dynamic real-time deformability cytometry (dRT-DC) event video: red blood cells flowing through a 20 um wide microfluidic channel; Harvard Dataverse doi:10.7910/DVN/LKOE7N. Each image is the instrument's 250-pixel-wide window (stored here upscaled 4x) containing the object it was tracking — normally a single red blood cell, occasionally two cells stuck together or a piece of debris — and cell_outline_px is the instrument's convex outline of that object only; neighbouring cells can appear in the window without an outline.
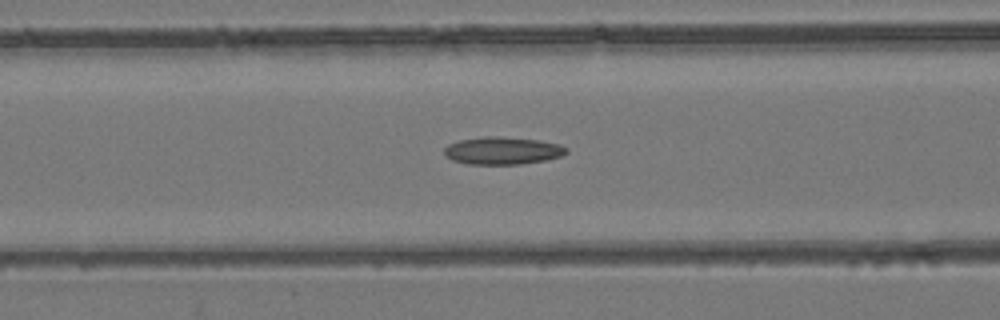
{"species": "common noctule bat (a hibernating species)", "species_latin": "Nyctalus noctula", "temperature_condition": "room temperature", "stored_images_in_passage": 54, "camera_frame_rate_fps": 3000, "um_per_image_px": 0.085, "animal": {"sex": "female", "body_mass_g": 24.6, "forearm_length_mm": 56.2}, "frame": {"image": 1, "passage_image": 23, "time_ms": 7.333, "image_size_px": [1000, 320], "cell_outline_px": [[568, 152], [560, 156], [544, 160], [520, 164], [468, 164], [452, 160], [444, 156], [444, 148], [448, 144], [460, 140], [484, 136], [492, 136], [540, 140], [560, 144], [568, 148]], "centroid_in_image_um": [42.7, 12.8], "position_along_channel_um": 123.9, "area_um2": 19.59}}
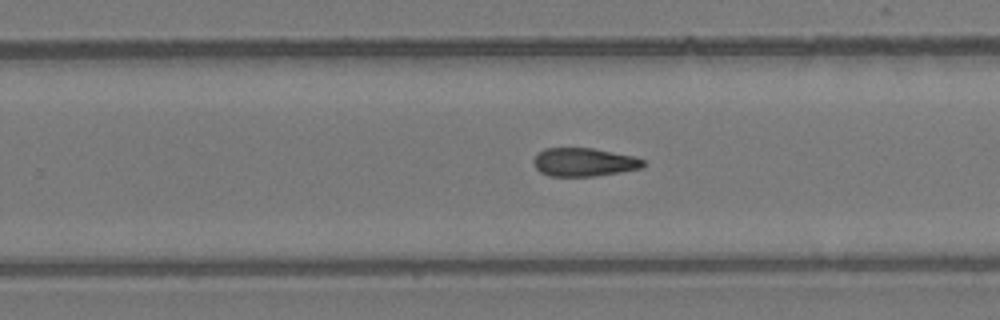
{"frame": {"image": 2, "passage_image": 35, "time_ms": 11.333, "image_size_px": [1000, 320], "cell_outline_px": [[644, 168], [596, 176], [548, 176], [540, 172], [536, 168], [532, 160], [544, 148], [592, 148], [636, 156], [644, 160]], "centroid_in_image_um": [49.66, 13.78], "position_along_channel_um": 280.1, "area_um2": 18.26}}
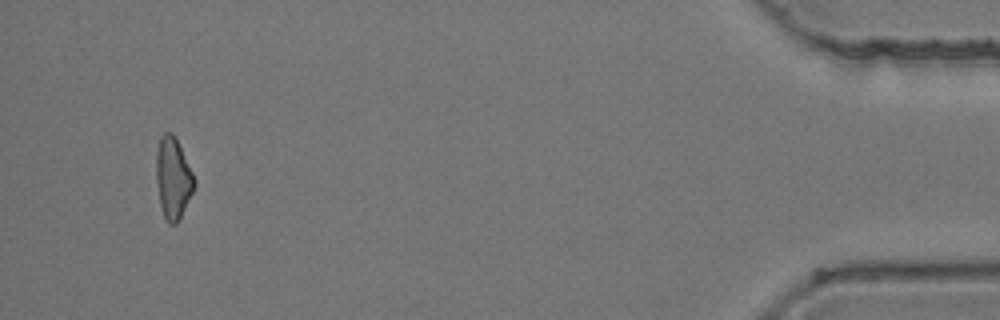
{"frame": {"image": 3, "passage_image": 52, "time_ms": 17.0, "image_size_px": [1000, 320], "cell_outline_px": [[196, 184], [176, 224], [168, 224], [160, 208], [156, 184], [156, 152], [160, 136], [164, 132], [172, 132], [176, 136], [196, 180]], "centroid_in_image_um": [14.69, 15.1], "position_along_channel_um": 420.5, "area_um2": 18.21}}